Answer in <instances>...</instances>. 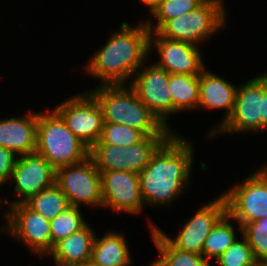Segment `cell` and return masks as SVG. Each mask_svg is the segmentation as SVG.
I'll return each mask as SVG.
<instances>
[{
  "label": "cell",
  "instance_id": "cell-1",
  "mask_svg": "<svg viewBox=\"0 0 267 266\" xmlns=\"http://www.w3.org/2000/svg\"><path fill=\"white\" fill-rule=\"evenodd\" d=\"M179 134L173 133L139 173L145 207L171 206L189 189L195 148L188 138Z\"/></svg>",
  "mask_w": 267,
  "mask_h": 266
},
{
  "label": "cell",
  "instance_id": "cell-2",
  "mask_svg": "<svg viewBox=\"0 0 267 266\" xmlns=\"http://www.w3.org/2000/svg\"><path fill=\"white\" fill-rule=\"evenodd\" d=\"M119 28L83 66L87 75L99 80V85H127L149 58L150 30L146 22L132 27L125 21Z\"/></svg>",
  "mask_w": 267,
  "mask_h": 266
},
{
  "label": "cell",
  "instance_id": "cell-3",
  "mask_svg": "<svg viewBox=\"0 0 267 266\" xmlns=\"http://www.w3.org/2000/svg\"><path fill=\"white\" fill-rule=\"evenodd\" d=\"M101 106L104 122L127 125L145 136L172 135L150 109L126 85H97L88 90Z\"/></svg>",
  "mask_w": 267,
  "mask_h": 266
},
{
  "label": "cell",
  "instance_id": "cell-4",
  "mask_svg": "<svg viewBox=\"0 0 267 266\" xmlns=\"http://www.w3.org/2000/svg\"><path fill=\"white\" fill-rule=\"evenodd\" d=\"M36 152L55 170L89 157V148L72 133L54 109L38 112Z\"/></svg>",
  "mask_w": 267,
  "mask_h": 266
},
{
  "label": "cell",
  "instance_id": "cell-5",
  "mask_svg": "<svg viewBox=\"0 0 267 266\" xmlns=\"http://www.w3.org/2000/svg\"><path fill=\"white\" fill-rule=\"evenodd\" d=\"M225 0H205L199 7L174 19L167 20L156 32L168 39L189 42L201 47L212 36L226 29Z\"/></svg>",
  "mask_w": 267,
  "mask_h": 266
},
{
  "label": "cell",
  "instance_id": "cell-6",
  "mask_svg": "<svg viewBox=\"0 0 267 266\" xmlns=\"http://www.w3.org/2000/svg\"><path fill=\"white\" fill-rule=\"evenodd\" d=\"M170 136H145L140 142L129 146L104 144L99 140L89 148V157L100 172L120 170L139 174Z\"/></svg>",
  "mask_w": 267,
  "mask_h": 266
},
{
  "label": "cell",
  "instance_id": "cell-7",
  "mask_svg": "<svg viewBox=\"0 0 267 266\" xmlns=\"http://www.w3.org/2000/svg\"><path fill=\"white\" fill-rule=\"evenodd\" d=\"M221 194L240 234L244 224L267 217V177L260 169L250 173L243 182L233 183Z\"/></svg>",
  "mask_w": 267,
  "mask_h": 266
},
{
  "label": "cell",
  "instance_id": "cell-8",
  "mask_svg": "<svg viewBox=\"0 0 267 266\" xmlns=\"http://www.w3.org/2000/svg\"><path fill=\"white\" fill-rule=\"evenodd\" d=\"M55 184L66 195L70 206L103 208L101 174L90 157L57 169Z\"/></svg>",
  "mask_w": 267,
  "mask_h": 266
},
{
  "label": "cell",
  "instance_id": "cell-9",
  "mask_svg": "<svg viewBox=\"0 0 267 266\" xmlns=\"http://www.w3.org/2000/svg\"><path fill=\"white\" fill-rule=\"evenodd\" d=\"M5 234L28 247L34 256L44 258L52 250L50 220L19 203L3 209Z\"/></svg>",
  "mask_w": 267,
  "mask_h": 266
},
{
  "label": "cell",
  "instance_id": "cell-10",
  "mask_svg": "<svg viewBox=\"0 0 267 266\" xmlns=\"http://www.w3.org/2000/svg\"><path fill=\"white\" fill-rule=\"evenodd\" d=\"M53 109L88 148L100 140L104 123L103 113L101 106L88 90L72 95Z\"/></svg>",
  "mask_w": 267,
  "mask_h": 266
},
{
  "label": "cell",
  "instance_id": "cell-11",
  "mask_svg": "<svg viewBox=\"0 0 267 266\" xmlns=\"http://www.w3.org/2000/svg\"><path fill=\"white\" fill-rule=\"evenodd\" d=\"M209 203L199 207L195 213L189 217L183 226H180L176 237L166 235L160 227L149 220V230L157 228L159 232L177 249L185 252L202 254L205 239L212 231L217 222L227 213V204L224 196H216Z\"/></svg>",
  "mask_w": 267,
  "mask_h": 266
},
{
  "label": "cell",
  "instance_id": "cell-12",
  "mask_svg": "<svg viewBox=\"0 0 267 266\" xmlns=\"http://www.w3.org/2000/svg\"><path fill=\"white\" fill-rule=\"evenodd\" d=\"M128 85L166 128L177 133L168 123L170 116H173V102L169 88V73L165 69L158 67L154 62L150 65L145 62Z\"/></svg>",
  "mask_w": 267,
  "mask_h": 266
},
{
  "label": "cell",
  "instance_id": "cell-13",
  "mask_svg": "<svg viewBox=\"0 0 267 266\" xmlns=\"http://www.w3.org/2000/svg\"><path fill=\"white\" fill-rule=\"evenodd\" d=\"M261 115L262 73L238 85L231 116L209 138L227 133H261Z\"/></svg>",
  "mask_w": 267,
  "mask_h": 266
},
{
  "label": "cell",
  "instance_id": "cell-14",
  "mask_svg": "<svg viewBox=\"0 0 267 266\" xmlns=\"http://www.w3.org/2000/svg\"><path fill=\"white\" fill-rule=\"evenodd\" d=\"M55 178L56 170L37 152L18 156L10 178V182H14L13 191L17 199L10 201L0 198V209H3L2 205L6 203L7 207L24 203L31 196L53 186Z\"/></svg>",
  "mask_w": 267,
  "mask_h": 266
},
{
  "label": "cell",
  "instance_id": "cell-15",
  "mask_svg": "<svg viewBox=\"0 0 267 266\" xmlns=\"http://www.w3.org/2000/svg\"><path fill=\"white\" fill-rule=\"evenodd\" d=\"M100 174L103 208H109L115 214L124 212L131 216L144 211L139 174L120 170H109Z\"/></svg>",
  "mask_w": 267,
  "mask_h": 266
},
{
  "label": "cell",
  "instance_id": "cell-16",
  "mask_svg": "<svg viewBox=\"0 0 267 266\" xmlns=\"http://www.w3.org/2000/svg\"><path fill=\"white\" fill-rule=\"evenodd\" d=\"M157 51L159 60L154 62L169 74L200 75L206 68L200 47L184 41L168 39L157 32H150V54Z\"/></svg>",
  "mask_w": 267,
  "mask_h": 266
},
{
  "label": "cell",
  "instance_id": "cell-17",
  "mask_svg": "<svg viewBox=\"0 0 267 266\" xmlns=\"http://www.w3.org/2000/svg\"><path fill=\"white\" fill-rule=\"evenodd\" d=\"M228 79H224L223 77L215 74L207 69V67L203 70V72L199 75V101L198 108H204L208 111L216 109L218 111H224V118L217 123L216 126H212L211 130L207 132V137L212 134L227 121V119L231 116L234 103L235 96L237 92L238 85L232 84Z\"/></svg>",
  "mask_w": 267,
  "mask_h": 266
},
{
  "label": "cell",
  "instance_id": "cell-18",
  "mask_svg": "<svg viewBox=\"0 0 267 266\" xmlns=\"http://www.w3.org/2000/svg\"><path fill=\"white\" fill-rule=\"evenodd\" d=\"M38 112L28 109L26 115L0 118V147L17 156L36 152Z\"/></svg>",
  "mask_w": 267,
  "mask_h": 266
},
{
  "label": "cell",
  "instance_id": "cell-19",
  "mask_svg": "<svg viewBox=\"0 0 267 266\" xmlns=\"http://www.w3.org/2000/svg\"><path fill=\"white\" fill-rule=\"evenodd\" d=\"M95 230L87 223L82 229L59 240L45 258L55 266H84L91 262ZM51 258H50V257Z\"/></svg>",
  "mask_w": 267,
  "mask_h": 266
},
{
  "label": "cell",
  "instance_id": "cell-20",
  "mask_svg": "<svg viewBox=\"0 0 267 266\" xmlns=\"http://www.w3.org/2000/svg\"><path fill=\"white\" fill-rule=\"evenodd\" d=\"M123 232L107 231L101 237L95 236L91 263L96 266H130L131 250Z\"/></svg>",
  "mask_w": 267,
  "mask_h": 266
},
{
  "label": "cell",
  "instance_id": "cell-21",
  "mask_svg": "<svg viewBox=\"0 0 267 266\" xmlns=\"http://www.w3.org/2000/svg\"><path fill=\"white\" fill-rule=\"evenodd\" d=\"M149 232L160 256L149 266H212L202 254L185 252L175 248L157 228Z\"/></svg>",
  "mask_w": 267,
  "mask_h": 266
},
{
  "label": "cell",
  "instance_id": "cell-22",
  "mask_svg": "<svg viewBox=\"0 0 267 266\" xmlns=\"http://www.w3.org/2000/svg\"><path fill=\"white\" fill-rule=\"evenodd\" d=\"M169 88L173 102V116L179 112L197 110L199 75L169 74Z\"/></svg>",
  "mask_w": 267,
  "mask_h": 266
},
{
  "label": "cell",
  "instance_id": "cell-23",
  "mask_svg": "<svg viewBox=\"0 0 267 266\" xmlns=\"http://www.w3.org/2000/svg\"><path fill=\"white\" fill-rule=\"evenodd\" d=\"M234 219L226 213L205 239L202 255L209 262L217 259L238 238ZM213 258V259H212Z\"/></svg>",
  "mask_w": 267,
  "mask_h": 266
},
{
  "label": "cell",
  "instance_id": "cell-24",
  "mask_svg": "<svg viewBox=\"0 0 267 266\" xmlns=\"http://www.w3.org/2000/svg\"><path fill=\"white\" fill-rule=\"evenodd\" d=\"M24 204L48 220L70 207L66 195L56 184L31 196Z\"/></svg>",
  "mask_w": 267,
  "mask_h": 266
},
{
  "label": "cell",
  "instance_id": "cell-25",
  "mask_svg": "<svg viewBox=\"0 0 267 266\" xmlns=\"http://www.w3.org/2000/svg\"><path fill=\"white\" fill-rule=\"evenodd\" d=\"M205 0H163L158 6H156L150 13L149 17L145 22L150 32H156L167 20L180 17L181 15L187 14L192 10L199 7ZM153 22V23H152Z\"/></svg>",
  "mask_w": 267,
  "mask_h": 266
},
{
  "label": "cell",
  "instance_id": "cell-26",
  "mask_svg": "<svg viewBox=\"0 0 267 266\" xmlns=\"http://www.w3.org/2000/svg\"><path fill=\"white\" fill-rule=\"evenodd\" d=\"M81 208L70 206L58 216L50 220L52 247L59 240L67 238L82 229L87 223Z\"/></svg>",
  "mask_w": 267,
  "mask_h": 266
},
{
  "label": "cell",
  "instance_id": "cell-27",
  "mask_svg": "<svg viewBox=\"0 0 267 266\" xmlns=\"http://www.w3.org/2000/svg\"><path fill=\"white\" fill-rule=\"evenodd\" d=\"M242 235L258 264H267V217L242 226Z\"/></svg>",
  "mask_w": 267,
  "mask_h": 266
},
{
  "label": "cell",
  "instance_id": "cell-28",
  "mask_svg": "<svg viewBox=\"0 0 267 266\" xmlns=\"http://www.w3.org/2000/svg\"><path fill=\"white\" fill-rule=\"evenodd\" d=\"M145 135L132 127L118 123H103L100 141L115 146H129L140 142Z\"/></svg>",
  "mask_w": 267,
  "mask_h": 266
},
{
  "label": "cell",
  "instance_id": "cell-29",
  "mask_svg": "<svg viewBox=\"0 0 267 266\" xmlns=\"http://www.w3.org/2000/svg\"><path fill=\"white\" fill-rule=\"evenodd\" d=\"M242 237L241 239H239ZM215 261L219 266H257L252 249L241 234Z\"/></svg>",
  "mask_w": 267,
  "mask_h": 266
},
{
  "label": "cell",
  "instance_id": "cell-30",
  "mask_svg": "<svg viewBox=\"0 0 267 266\" xmlns=\"http://www.w3.org/2000/svg\"><path fill=\"white\" fill-rule=\"evenodd\" d=\"M17 157L12 151L0 147V184L2 186L9 184Z\"/></svg>",
  "mask_w": 267,
  "mask_h": 266
},
{
  "label": "cell",
  "instance_id": "cell-31",
  "mask_svg": "<svg viewBox=\"0 0 267 266\" xmlns=\"http://www.w3.org/2000/svg\"><path fill=\"white\" fill-rule=\"evenodd\" d=\"M267 129V71L262 73V115L261 132Z\"/></svg>",
  "mask_w": 267,
  "mask_h": 266
},
{
  "label": "cell",
  "instance_id": "cell-32",
  "mask_svg": "<svg viewBox=\"0 0 267 266\" xmlns=\"http://www.w3.org/2000/svg\"><path fill=\"white\" fill-rule=\"evenodd\" d=\"M151 12L156 6H158L163 0H140Z\"/></svg>",
  "mask_w": 267,
  "mask_h": 266
},
{
  "label": "cell",
  "instance_id": "cell-33",
  "mask_svg": "<svg viewBox=\"0 0 267 266\" xmlns=\"http://www.w3.org/2000/svg\"><path fill=\"white\" fill-rule=\"evenodd\" d=\"M261 168H259L262 172H263V174L267 177V162H266V164H264V166L262 165V166H260Z\"/></svg>",
  "mask_w": 267,
  "mask_h": 266
},
{
  "label": "cell",
  "instance_id": "cell-34",
  "mask_svg": "<svg viewBox=\"0 0 267 266\" xmlns=\"http://www.w3.org/2000/svg\"><path fill=\"white\" fill-rule=\"evenodd\" d=\"M0 234L6 233L5 231V224L2 225V227H0ZM4 231V232H3Z\"/></svg>",
  "mask_w": 267,
  "mask_h": 266
},
{
  "label": "cell",
  "instance_id": "cell-35",
  "mask_svg": "<svg viewBox=\"0 0 267 266\" xmlns=\"http://www.w3.org/2000/svg\"><path fill=\"white\" fill-rule=\"evenodd\" d=\"M84 266H96V265H94L91 262H89V263L85 264Z\"/></svg>",
  "mask_w": 267,
  "mask_h": 266
},
{
  "label": "cell",
  "instance_id": "cell-36",
  "mask_svg": "<svg viewBox=\"0 0 267 266\" xmlns=\"http://www.w3.org/2000/svg\"><path fill=\"white\" fill-rule=\"evenodd\" d=\"M257 266H267V264H258Z\"/></svg>",
  "mask_w": 267,
  "mask_h": 266
}]
</instances>
